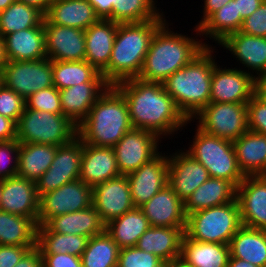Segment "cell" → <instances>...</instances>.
I'll list each match as a JSON object with an SVG mask.
<instances>
[{"label": "cell", "mask_w": 266, "mask_h": 267, "mask_svg": "<svg viewBox=\"0 0 266 267\" xmlns=\"http://www.w3.org/2000/svg\"><path fill=\"white\" fill-rule=\"evenodd\" d=\"M114 86L126 100L133 128L152 132L162 139L182 131L191 122L179 111L162 83L132 78Z\"/></svg>", "instance_id": "obj_1"}, {"label": "cell", "mask_w": 266, "mask_h": 267, "mask_svg": "<svg viewBox=\"0 0 266 267\" xmlns=\"http://www.w3.org/2000/svg\"><path fill=\"white\" fill-rule=\"evenodd\" d=\"M168 24V21H165L151 39L142 70L137 77L142 81L163 83L178 69L190 63L206 47L212 46L202 43L201 39L175 33Z\"/></svg>", "instance_id": "obj_2"}, {"label": "cell", "mask_w": 266, "mask_h": 267, "mask_svg": "<svg viewBox=\"0 0 266 267\" xmlns=\"http://www.w3.org/2000/svg\"><path fill=\"white\" fill-rule=\"evenodd\" d=\"M165 21L118 24L108 67L101 73L109 85L139 76L151 39Z\"/></svg>", "instance_id": "obj_3"}, {"label": "cell", "mask_w": 266, "mask_h": 267, "mask_svg": "<svg viewBox=\"0 0 266 267\" xmlns=\"http://www.w3.org/2000/svg\"><path fill=\"white\" fill-rule=\"evenodd\" d=\"M213 51L214 47H206L162 83L179 111L193 122V117L210 103L211 79L217 65Z\"/></svg>", "instance_id": "obj_4"}, {"label": "cell", "mask_w": 266, "mask_h": 267, "mask_svg": "<svg viewBox=\"0 0 266 267\" xmlns=\"http://www.w3.org/2000/svg\"><path fill=\"white\" fill-rule=\"evenodd\" d=\"M132 128L126 100L114 85L108 86L77 126L83 143L111 148Z\"/></svg>", "instance_id": "obj_5"}, {"label": "cell", "mask_w": 266, "mask_h": 267, "mask_svg": "<svg viewBox=\"0 0 266 267\" xmlns=\"http://www.w3.org/2000/svg\"><path fill=\"white\" fill-rule=\"evenodd\" d=\"M242 227L237 199L188 214L185 235L195 241L227 244Z\"/></svg>", "instance_id": "obj_6"}, {"label": "cell", "mask_w": 266, "mask_h": 267, "mask_svg": "<svg viewBox=\"0 0 266 267\" xmlns=\"http://www.w3.org/2000/svg\"><path fill=\"white\" fill-rule=\"evenodd\" d=\"M195 132L191 147L184 151L200 162L210 177L225 179L237 187L245 176L238 166L233 142L208 134L198 127Z\"/></svg>", "instance_id": "obj_7"}, {"label": "cell", "mask_w": 266, "mask_h": 267, "mask_svg": "<svg viewBox=\"0 0 266 267\" xmlns=\"http://www.w3.org/2000/svg\"><path fill=\"white\" fill-rule=\"evenodd\" d=\"M77 136V126L63 114L36 111L26 106L16 124V139L20 143L60 146Z\"/></svg>", "instance_id": "obj_8"}, {"label": "cell", "mask_w": 266, "mask_h": 267, "mask_svg": "<svg viewBox=\"0 0 266 267\" xmlns=\"http://www.w3.org/2000/svg\"><path fill=\"white\" fill-rule=\"evenodd\" d=\"M193 118L202 131L232 142L249 130L247 103H209Z\"/></svg>", "instance_id": "obj_9"}, {"label": "cell", "mask_w": 266, "mask_h": 267, "mask_svg": "<svg viewBox=\"0 0 266 267\" xmlns=\"http://www.w3.org/2000/svg\"><path fill=\"white\" fill-rule=\"evenodd\" d=\"M1 74L2 83L24 100L53 86L52 61L48 57L34 61L7 60Z\"/></svg>", "instance_id": "obj_10"}, {"label": "cell", "mask_w": 266, "mask_h": 267, "mask_svg": "<svg viewBox=\"0 0 266 267\" xmlns=\"http://www.w3.org/2000/svg\"><path fill=\"white\" fill-rule=\"evenodd\" d=\"M92 205V187L77 179L39 197L37 226L51 218L77 212Z\"/></svg>", "instance_id": "obj_11"}, {"label": "cell", "mask_w": 266, "mask_h": 267, "mask_svg": "<svg viewBox=\"0 0 266 267\" xmlns=\"http://www.w3.org/2000/svg\"><path fill=\"white\" fill-rule=\"evenodd\" d=\"M82 155L83 142L78 136L58 146L49 169L36 181L38 197L79 179Z\"/></svg>", "instance_id": "obj_12"}, {"label": "cell", "mask_w": 266, "mask_h": 267, "mask_svg": "<svg viewBox=\"0 0 266 267\" xmlns=\"http://www.w3.org/2000/svg\"><path fill=\"white\" fill-rule=\"evenodd\" d=\"M161 139L152 132L132 128L115 144L117 167L120 174L127 175L153 159L160 151Z\"/></svg>", "instance_id": "obj_13"}, {"label": "cell", "mask_w": 266, "mask_h": 267, "mask_svg": "<svg viewBox=\"0 0 266 267\" xmlns=\"http://www.w3.org/2000/svg\"><path fill=\"white\" fill-rule=\"evenodd\" d=\"M255 77L247 70L234 68L213 69L210 103H248L254 95Z\"/></svg>", "instance_id": "obj_14"}, {"label": "cell", "mask_w": 266, "mask_h": 267, "mask_svg": "<svg viewBox=\"0 0 266 267\" xmlns=\"http://www.w3.org/2000/svg\"><path fill=\"white\" fill-rule=\"evenodd\" d=\"M92 205L105 224L133 209L127 176L121 174L96 184L92 188Z\"/></svg>", "instance_id": "obj_15"}, {"label": "cell", "mask_w": 266, "mask_h": 267, "mask_svg": "<svg viewBox=\"0 0 266 267\" xmlns=\"http://www.w3.org/2000/svg\"><path fill=\"white\" fill-rule=\"evenodd\" d=\"M159 152L137 170L127 174L135 207H140L168 184V153Z\"/></svg>", "instance_id": "obj_16"}, {"label": "cell", "mask_w": 266, "mask_h": 267, "mask_svg": "<svg viewBox=\"0 0 266 267\" xmlns=\"http://www.w3.org/2000/svg\"><path fill=\"white\" fill-rule=\"evenodd\" d=\"M46 57L51 61L85 60V30L51 24L43 20Z\"/></svg>", "instance_id": "obj_17"}, {"label": "cell", "mask_w": 266, "mask_h": 267, "mask_svg": "<svg viewBox=\"0 0 266 267\" xmlns=\"http://www.w3.org/2000/svg\"><path fill=\"white\" fill-rule=\"evenodd\" d=\"M242 226L266 230V176H245L236 187Z\"/></svg>", "instance_id": "obj_18"}, {"label": "cell", "mask_w": 266, "mask_h": 267, "mask_svg": "<svg viewBox=\"0 0 266 267\" xmlns=\"http://www.w3.org/2000/svg\"><path fill=\"white\" fill-rule=\"evenodd\" d=\"M209 178L207 169L182 149L168 155V185L183 202Z\"/></svg>", "instance_id": "obj_19"}, {"label": "cell", "mask_w": 266, "mask_h": 267, "mask_svg": "<svg viewBox=\"0 0 266 267\" xmlns=\"http://www.w3.org/2000/svg\"><path fill=\"white\" fill-rule=\"evenodd\" d=\"M0 210L38 222L39 197L36 182L18 175L1 180Z\"/></svg>", "instance_id": "obj_20"}, {"label": "cell", "mask_w": 266, "mask_h": 267, "mask_svg": "<svg viewBox=\"0 0 266 267\" xmlns=\"http://www.w3.org/2000/svg\"><path fill=\"white\" fill-rule=\"evenodd\" d=\"M153 227H186L184 202L167 184L139 207Z\"/></svg>", "instance_id": "obj_21"}, {"label": "cell", "mask_w": 266, "mask_h": 267, "mask_svg": "<svg viewBox=\"0 0 266 267\" xmlns=\"http://www.w3.org/2000/svg\"><path fill=\"white\" fill-rule=\"evenodd\" d=\"M121 175L114 149L83 143L79 179L92 188L99 183Z\"/></svg>", "instance_id": "obj_22"}, {"label": "cell", "mask_w": 266, "mask_h": 267, "mask_svg": "<svg viewBox=\"0 0 266 267\" xmlns=\"http://www.w3.org/2000/svg\"><path fill=\"white\" fill-rule=\"evenodd\" d=\"M108 86L107 82H83L59 90L63 115L78 126Z\"/></svg>", "instance_id": "obj_23"}, {"label": "cell", "mask_w": 266, "mask_h": 267, "mask_svg": "<svg viewBox=\"0 0 266 267\" xmlns=\"http://www.w3.org/2000/svg\"><path fill=\"white\" fill-rule=\"evenodd\" d=\"M219 45L232 52L237 62L240 61L242 66L247 67L252 76L266 72V37L251 36L238 31L230 34Z\"/></svg>", "instance_id": "obj_24"}, {"label": "cell", "mask_w": 266, "mask_h": 267, "mask_svg": "<svg viewBox=\"0 0 266 267\" xmlns=\"http://www.w3.org/2000/svg\"><path fill=\"white\" fill-rule=\"evenodd\" d=\"M186 227L150 226L139 238L136 247L161 259L165 264L181 256Z\"/></svg>", "instance_id": "obj_25"}, {"label": "cell", "mask_w": 266, "mask_h": 267, "mask_svg": "<svg viewBox=\"0 0 266 267\" xmlns=\"http://www.w3.org/2000/svg\"><path fill=\"white\" fill-rule=\"evenodd\" d=\"M118 23L100 19L85 30V61L102 73L109 64Z\"/></svg>", "instance_id": "obj_26"}, {"label": "cell", "mask_w": 266, "mask_h": 267, "mask_svg": "<svg viewBox=\"0 0 266 267\" xmlns=\"http://www.w3.org/2000/svg\"><path fill=\"white\" fill-rule=\"evenodd\" d=\"M44 17L51 24L80 30L100 20L88 0H53Z\"/></svg>", "instance_id": "obj_27"}, {"label": "cell", "mask_w": 266, "mask_h": 267, "mask_svg": "<svg viewBox=\"0 0 266 267\" xmlns=\"http://www.w3.org/2000/svg\"><path fill=\"white\" fill-rule=\"evenodd\" d=\"M4 42L7 60L34 61L46 58L44 26L6 35Z\"/></svg>", "instance_id": "obj_28"}, {"label": "cell", "mask_w": 266, "mask_h": 267, "mask_svg": "<svg viewBox=\"0 0 266 267\" xmlns=\"http://www.w3.org/2000/svg\"><path fill=\"white\" fill-rule=\"evenodd\" d=\"M45 225L55 233L88 238L104 233L106 227L93 205L77 212L55 216Z\"/></svg>", "instance_id": "obj_29"}, {"label": "cell", "mask_w": 266, "mask_h": 267, "mask_svg": "<svg viewBox=\"0 0 266 267\" xmlns=\"http://www.w3.org/2000/svg\"><path fill=\"white\" fill-rule=\"evenodd\" d=\"M238 166L244 176L265 175L266 135L248 130L233 141Z\"/></svg>", "instance_id": "obj_30"}, {"label": "cell", "mask_w": 266, "mask_h": 267, "mask_svg": "<svg viewBox=\"0 0 266 267\" xmlns=\"http://www.w3.org/2000/svg\"><path fill=\"white\" fill-rule=\"evenodd\" d=\"M236 199V187L225 179L210 177L184 202L185 215L230 203Z\"/></svg>", "instance_id": "obj_31"}, {"label": "cell", "mask_w": 266, "mask_h": 267, "mask_svg": "<svg viewBox=\"0 0 266 267\" xmlns=\"http://www.w3.org/2000/svg\"><path fill=\"white\" fill-rule=\"evenodd\" d=\"M180 258L192 267H227L230 249L227 244L195 241L184 235Z\"/></svg>", "instance_id": "obj_32"}, {"label": "cell", "mask_w": 266, "mask_h": 267, "mask_svg": "<svg viewBox=\"0 0 266 267\" xmlns=\"http://www.w3.org/2000/svg\"><path fill=\"white\" fill-rule=\"evenodd\" d=\"M230 256L266 267V230L242 226L229 243Z\"/></svg>", "instance_id": "obj_33"}, {"label": "cell", "mask_w": 266, "mask_h": 267, "mask_svg": "<svg viewBox=\"0 0 266 267\" xmlns=\"http://www.w3.org/2000/svg\"><path fill=\"white\" fill-rule=\"evenodd\" d=\"M58 146L20 143L17 175L36 182L50 167Z\"/></svg>", "instance_id": "obj_34"}, {"label": "cell", "mask_w": 266, "mask_h": 267, "mask_svg": "<svg viewBox=\"0 0 266 267\" xmlns=\"http://www.w3.org/2000/svg\"><path fill=\"white\" fill-rule=\"evenodd\" d=\"M150 227L147 217L139 207H134L122 216L108 222L105 227L120 249L136 247L139 238Z\"/></svg>", "instance_id": "obj_35"}, {"label": "cell", "mask_w": 266, "mask_h": 267, "mask_svg": "<svg viewBox=\"0 0 266 267\" xmlns=\"http://www.w3.org/2000/svg\"><path fill=\"white\" fill-rule=\"evenodd\" d=\"M243 18L237 15V1L230 0L218 11L213 13L199 28L194 27V31L198 35L214 39L220 44L230 34L240 31Z\"/></svg>", "instance_id": "obj_36"}, {"label": "cell", "mask_w": 266, "mask_h": 267, "mask_svg": "<svg viewBox=\"0 0 266 267\" xmlns=\"http://www.w3.org/2000/svg\"><path fill=\"white\" fill-rule=\"evenodd\" d=\"M52 79L58 90L83 82H106L103 75L85 60L52 61Z\"/></svg>", "instance_id": "obj_37"}, {"label": "cell", "mask_w": 266, "mask_h": 267, "mask_svg": "<svg viewBox=\"0 0 266 267\" xmlns=\"http://www.w3.org/2000/svg\"><path fill=\"white\" fill-rule=\"evenodd\" d=\"M37 224L24 216L0 210V245L36 246Z\"/></svg>", "instance_id": "obj_38"}, {"label": "cell", "mask_w": 266, "mask_h": 267, "mask_svg": "<svg viewBox=\"0 0 266 267\" xmlns=\"http://www.w3.org/2000/svg\"><path fill=\"white\" fill-rule=\"evenodd\" d=\"M88 237L52 232L46 225L37 226L36 247L41 254H64L81 257Z\"/></svg>", "instance_id": "obj_39"}, {"label": "cell", "mask_w": 266, "mask_h": 267, "mask_svg": "<svg viewBox=\"0 0 266 267\" xmlns=\"http://www.w3.org/2000/svg\"><path fill=\"white\" fill-rule=\"evenodd\" d=\"M44 14L33 6L14 1L0 12V36L43 25Z\"/></svg>", "instance_id": "obj_40"}, {"label": "cell", "mask_w": 266, "mask_h": 267, "mask_svg": "<svg viewBox=\"0 0 266 267\" xmlns=\"http://www.w3.org/2000/svg\"><path fill=\"white\" fill-rule=\"evenodd\" d=\"M119 250V246L106 231L92 236L81 255L82 266L117 267Z\"/></svg>", "instance_id": "obj_41"}, {"label": "cell", "mask_w": 266, "mask_h": 267, "mask_svg": "<svg viewBox=\"0 0 266 267\" xmlns=\"http://www.w3.org/2000/svg\"><path fill=\"white\" fill-rule=\"evenodd\" d=\"M156 3L155 0H114L112 21L120 24L165 19L164 12L156 7Z\"/></svg>", "instance_id": "obj_42"}, {"label": "cell", "mask_w": 266, "mask_h": 267, "mask_svg": "<svg viewBox=\"0 0 266 267\" xmlns=\"http://www.w3.org/2000/svg\"><path fill=\"white\" fill-rule=\"evenodd\" d=\"M26 107L36 111H47L53 114H63L59 90L52 86L34 92L25 100Z\"/></svg>", "instance_id": "obj_43"}, {"label": "cell", "mask_w": 266, "mask_h": 267, "mask_svg": "<svg viewBox=\"0 0 266 267\" xmlns=\"http://www.w3.org/2000/svg\"><path fill=\"white\" fill-rule=\"evenodd\" d=\"M164 265L165 263L157 256L137 247L119 250L117 267H164Z\"/></svg>", "instance_id": "obj_44"}, {"label": "cell", "mask_w": 266, "mask_h": 267, "mask_svg": "<svg viewBox=\"0 0 266 267\" xmlns=\"http://www.w3.org/2000/svg\"><path fill=\"white\" fill-rule=\"evenodd\" d=\"M19 147L17 139L0 141V181L17 175Z\"/></svg>", "instance_id": "obj_45"}, {"label": "cell", "mask_w": 266, "mask_h": 267, "mask_svg": "<svg viewBox=\"0 0 266 267\" xmlns=\"http://www.w3.org/2000/svg\"><path fill=\"white\" fill-rule=\"evenodd\" d=\"M25 100L3 83L0 86V115L13 120L16 124L23 114Z\"/></svg>", "instance_id": "obj_46"}, {"label": "cell", "mask_w": 266, "mask_h": 267, "mask_svg": "<svg viewBox=\"0 0 266 267\" xmlns=\"http://www.w3.org/2000/svg\"><path fill=\"white\" fill-rule=\"evenodd\" d=\"M247 112L249 130L266 135V103L254 94L247 103Z\"/></svg>", "instance_id": "obj_47"}, {"label": "cell", "mask_w": 266, "mask_h": 267, "mask_svg": "<svg viewBox=\"0 0 266 267\" xmlns=\"http://www.w3.org/2000/svg\"><path fill=\"white\" fill-rule=\"evenodd\" d=\"M240 32L257 37H266V0L250 16L243 20Z\"/></svg>", "instance_id": "obj_48"}, {"label": "cell", "mask_w": 266, "mask_h": 267, "mask_svg": "<svg viewBox=\"0 0 266 267\" xmlns=\"http://www.w3.org/2000/svg\"><path fill=\"white\" fill-rule=\"evenodd\" d=\"M35 247L0 245V267H14L30 249Z\"/></svg>", "instance_id": "obj_49"}, {"label": "cell", "mask_w": 266, "mask_h": 267, "mask_svg": "<svg viewBox=\"0 0 266 267\" xmlns=\"http://www.w3.org/2000/svg\"><path fill=\"white\" fill-rule=\"evenodd\" d=\"M43 267H83L81 257L64 254H42Z\"/></svg>", "instance_id": "obj_50"}, {"label": "cell", "mask_w": 266, "mask_h": 267, "mask_svg": "<svg viewBox=\"0 0 266 267\" xmlns=\"http://www.w3.org/2000/svg\"><path fill=\"white\" fill-rule=\"evenodd\" d=\"M14 267H43L40 250L37 247L30 249Z\"/></svg>", "instance_id": "obj_51"}, {"label": "cell", "mask_w": 266, "mask_h": 267, "mask_svg": "<svg viewBox=\"0 0 266 267\" xmlns=\"http://www.w3.org/2000/svg\"><path fill=\"white\" fill-rule=\"evenodd\" d=\"M94 7L96 15L100 19L112 21V8L114 0H88Z\"/></svg>", "instance_id": "obj_52"}, {"label": "cell", "mask_w": 266, "mask_h": 267, "mask_svg": "<svg viewBox=\"0 0 266 267\" xmlns=\"http://www.w3.org/2000/svg\"><path fill=\"white\" fill-rule=\"evenodd\" d=\"M16 139V123L0 115V141Z\"/></svg>", "instance_id": "obj_53"}, {"label": "cell", "mask_w": 266, "mask_h": 267, "mask_svg": "<svg viewBox=\"0 0 266 267\" xmlns=\"http://www.w3.org/2000/svg\"><path fill=\"white\" fill-rule=\"evenodd\" d=\"M230 0H204L203 18L195 26L199 28L213 13L222 8Z\"/></svg>", "instance_id": "obj_54"}, {"label": "cell", "mask_w": 266, "mask_h": 267, "mask_svg": "<svg viewBox=\"0 0 266 267\" xmlns=\"http://www.w3.org/2000/svg\"><path fill=\"white\" fill-rule=\"evenodd\" d=\"M237 15H241L243 19L255 12L264 0H236Z\"/></svg>", "instance_id": "obj_55"}, {"label": "cell", "mask_w": 266, "mask_h": 267, "mask_svg": "<svg viewBox=\"0 0 266 267\" xmlns=\"http://www.w3.org/2000/svg\"><path fill=\"white\" fill-rule=\"evenodd\" d=\"M254 94L266 103V72L255 76Z\"/></svg>", "instance_id": "obj_56"}, {"label": "cell", "mask_w": 266, "mask_h": 267, "mask_svg": "<svg viewBox=\"0 0 266 267\" xmlns=\"http://www.w3.org/2000/svg\"><path fill=\"white\" fill-rule=\"evenodd\" d=\"M16 1L25 3L29 6H33L38 10H40L45 15L53 0H16Z\"/></svg>", "instance_id": "obj_57"}, {"label": "cell", "mask_w": 266, "mask_h": 267, "mask_svg": "<svg viewBox=\"0 0 266 267\" xmlns=\"http://www.w3.org/2000/svg\"><path fill=\"white\" fill-rule=\"evenodd\" d=\"M227 267H258L248 261L230 256Z\"/></svg>", "instance_id": "obj_58"}, {"label": "cell", "mask_w": 266, "mask_h": 267, "mask_svg": "<svg viewBox=\"0 0 266 267\" xmlns=\"http://www.w3.org/2000/svg\"><path fill=\"white\" fill-rule=\"evenodd\" d=\"M7 63V57L5 53L4 38L0 36V72H2L4 65Z\"/></svg>", "instance_id": "obj_59"}, {"label": "cell", "mask_w": 266, "mask_h": 267, "mask_svg": "<svg viewBox=\"0 0 266 267\" xmlns=\"http://www.w3.org/2000/svg\"><path fill=\"white\" fill-rule=\"evenodd\" d=\"M164 267H192L186 264L181 258L177 260H172L169 263H166Z\"/></svg>", "instance_id": "obj_60"}, {"label": "cell", "mask_w": 266, "mask_h": 267, "mask_svg": "<svg viewBox=\"0 0 266 267\" xmlns=\"http://www.w3.org/2000/svg\"><path fill=\"white\" fill-rule=\"evenodd\" d=\"M15 0H0V12L8 8Z\"/></svg>", "instance_id": "obj_61"}, {"label": "cell", "mask_w": 266, "mask_h": 267, "mask_svg": "<svg viewBox=\"0 0 266 267\" xmlns=\"http://www.w3.org/2000/svg\"><path fill=\"white\" fill-rule=\"evenodd\" d=\"M1 84H2V74L0 72V86H1Z\"/></svg>", "instance_id": "obj_62"}, {"label": "cell", "mask_w": 266, "mask_h": 267, "mask_svg": "<svg viewBox=\"0 0 266 267\" xmlns=\"http://www.w3.org/2000/svg\"><path fill=\"white\" fill-rule=\"evenodd\" d=\"M0 205H1V181H0Z\"/></svg>", "instance_id": "obj_63"}]
</instances>
